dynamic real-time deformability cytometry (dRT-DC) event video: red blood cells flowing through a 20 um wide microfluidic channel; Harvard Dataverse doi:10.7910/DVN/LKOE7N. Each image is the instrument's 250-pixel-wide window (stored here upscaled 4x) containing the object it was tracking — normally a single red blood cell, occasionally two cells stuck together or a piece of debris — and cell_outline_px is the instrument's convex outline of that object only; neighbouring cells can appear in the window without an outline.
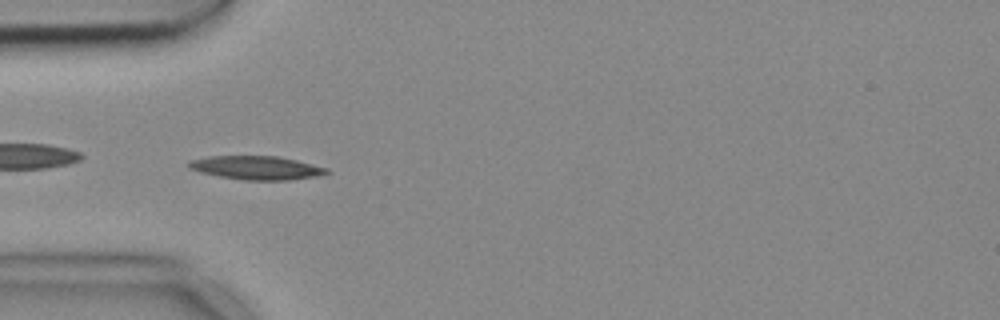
{"species": "common noctule bat (a hibernating species)", "species_latin": "Nyctalus noctula", "temperature_condition": "cold", "stored_images_in_passage": 53, "camera_frame_rate_fps": 3000, "um_per_image_px": 0.085, "animal": {"sex": "female", "body_mass_g": 18.4}, "frame": {"image": 1, "passage_image": 15, "time_ms": 4.667, "image_size_px": [1000, 320], "cell_outline_px": [[332, 172], [316, 176], [288, 180], [244, 180], [220, 176], [200, 172], [188, 168], [188, 164], [192, 160], [212, 156], [276, 156], [296, 160], [328, 168]], "centroid_in_image_um": [21.83, 14.26], "position_along_channel_um": 63.2, "area_um2": 18.79}}
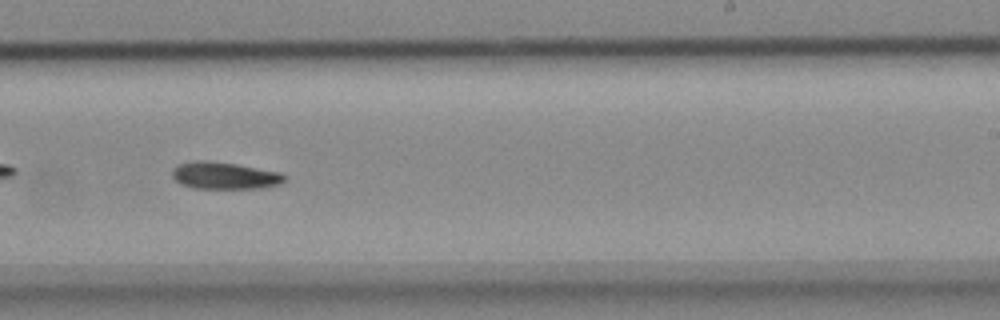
{"frame": {"image": 2, "passage_image": 32, "time_ms": 10.333, "image_size_px": [1000, 320], "cell_outline_px": [[288, 176], [280, 184], [260, 188], [192, 188], [180, 184], [172, 176], [172, 168], [180, 164], [200, 160], [204, 160], [236, 164], [280, 172]], "centroid_in_image_um": [19.09, 14.93], "position_along_channel_um": 269.9, "area_um2": 17.63}}
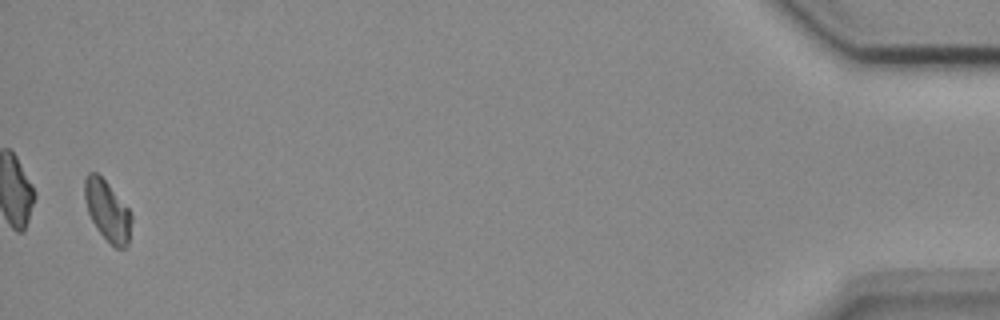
{"frame": {"image": 3, "passage_image": 52, "time_ms": 17.0, "image_size_px": [1000, 320], "cell_outline_px": [[132, 220], [128, 244], [124, 248], [116, 248], [96, 228], [88, 212], [84, 196], [84, 180], [88, 172], [96, 172], [108, 184], [128, 208], [132, 216]], "centroid_in_image_um": [9.13, 17.9], "position_along_channel_um": 426.1, "area_um2": 16.24}, "authors_computed_cell_mechanics": {"area_um2": 17.4556, "velocity_mm_per_s": 3.6777, "shape_relaxation_time_tau1_ms": 9.0822, "shape_relaxation_time_tau2_ms": null, "deformation_change_tau1": 0.1538, "deformation_change_tau2": null}}